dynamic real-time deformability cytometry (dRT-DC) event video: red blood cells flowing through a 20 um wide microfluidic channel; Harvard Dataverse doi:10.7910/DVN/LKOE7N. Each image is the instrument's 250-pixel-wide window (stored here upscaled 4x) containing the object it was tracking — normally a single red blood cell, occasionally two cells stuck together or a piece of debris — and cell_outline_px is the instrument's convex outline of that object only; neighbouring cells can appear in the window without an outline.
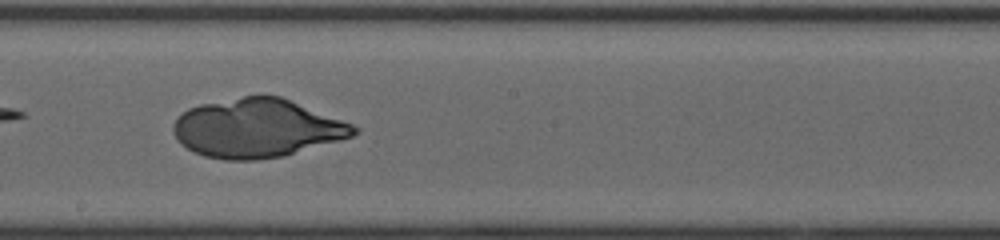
{"species": "human", "species_latin": "Homo sapiens", "temperature_condition": "cold", "stored_images_in_passage": 50, "camera_frame_rate_fps": 3000, "um_per_image_px": 0.085, "donor": {"sex": "female"}, "frame": {"image": 1, "passage_image": 29, "time_ms": 9.333, "image_size_px": [1000, 240], "cell_outline_px": [[360, 132], [352, 136], [340, 140], [284, 156], [256, 160], [224, 160], [204, 156], [180, 144], [172, 128], [172, 124], [188, 108], [200, 104], [244, 96], [280, 96], [352, 124], [360, 128]], "centroid_in_image_um": [21.85, 10.91], "position_along_channel_um": 226.4, "area_um2": 61.38}}